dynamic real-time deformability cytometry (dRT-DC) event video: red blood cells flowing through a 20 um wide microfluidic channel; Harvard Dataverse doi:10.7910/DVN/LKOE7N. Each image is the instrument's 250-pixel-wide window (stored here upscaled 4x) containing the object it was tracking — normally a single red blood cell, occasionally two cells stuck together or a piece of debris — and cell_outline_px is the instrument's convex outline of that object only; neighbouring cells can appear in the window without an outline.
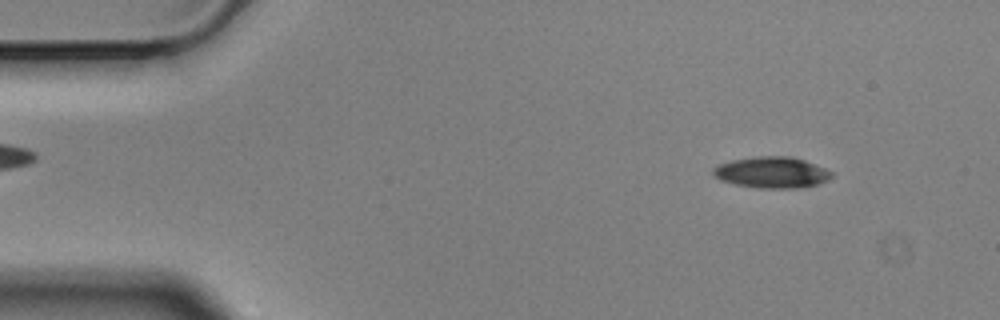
{"species": "Egyptian fruit bat (a non-hibernating species)", "species_latin": "Rousettus aegyptiacus", "temperature_condition": "cold", "stored_images_in_passage": 56, "camera_frame_rate_fps": 3000, "um_per_image_px": 0.085, "animal": {"sex": "male"}, "frame": {"image": 1, "passage_image": 6, "time_ms": 1.667, "image_size_px": [1000, 320], "cell_outline_px": [[832, 176], [828, 180], [816, 184], [796, 188], [760, 188], [736, 184], [720, 180], [712, 172], [712, 168], [720, 164], [732, 160], [752, 156], [792, 156], [804, 160], [824, 168], [832, 172]], "centroid_in_image_um": [65.59, 14.64], "position_along_channel_um": 19.4, "area_um2": 21.39}}
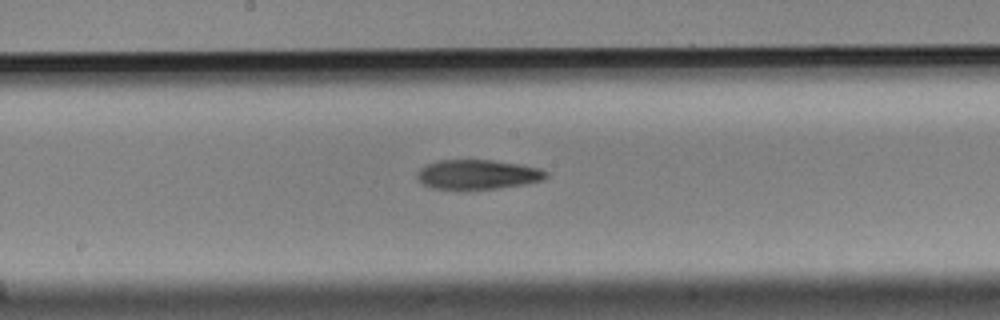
{"frame": {"image": 2, "passage_image": 29, "time_ms": 9.333, "image_size_px": [1000, 320], "cell_outline_px": [[548, 176], [544, 180], [524, 184], [500, 188], [432, 188], [416, 180], [416, 172], [424, 164], [440, 160], [492, 160], [520, 164], [536, 168], [548, 172]], "centroid_in_image_um": [40.57, 14.81], "position_along_channel_um": 207.6, "area_um2": 22.08}}
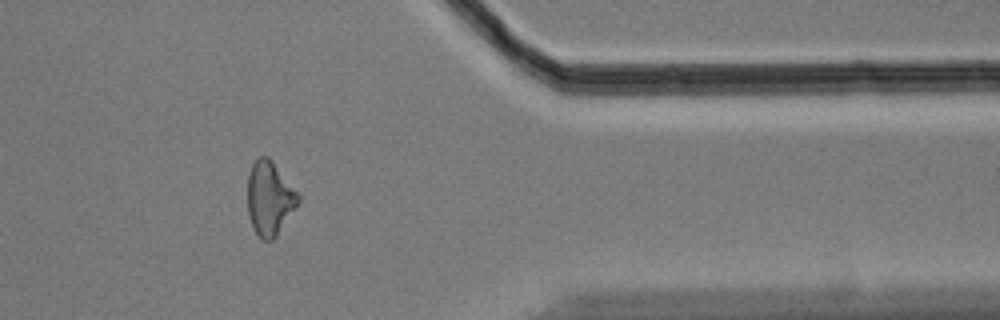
{"frame": {"image": 3, "passage_image": 46, "time_ms": 15.0, "image_size_px": [1000, 320], "cell_outline_px": [[300, 200], [296, 208], [276, 236], [272, 240], [260, 240], [248, 216], [248, 172], [256, 156], [268, 156], [272, 160], [300, 196]], "centroid_in_image_um": [22.9, 16.84], "position_along_channel_um": 388.5, "area_um2": 21.85}, "authors_computed_cell_mechanics": {"area_um2": 22.0507, "velocity_mm_per_s": 3.5312, "shape_relaxation_time_tau1_ms": 6.7947, "shape_relaxation_time_tau2_ms": null, "deformation_change_tau1": 0.1499, "deformation_change_tau2": null}}